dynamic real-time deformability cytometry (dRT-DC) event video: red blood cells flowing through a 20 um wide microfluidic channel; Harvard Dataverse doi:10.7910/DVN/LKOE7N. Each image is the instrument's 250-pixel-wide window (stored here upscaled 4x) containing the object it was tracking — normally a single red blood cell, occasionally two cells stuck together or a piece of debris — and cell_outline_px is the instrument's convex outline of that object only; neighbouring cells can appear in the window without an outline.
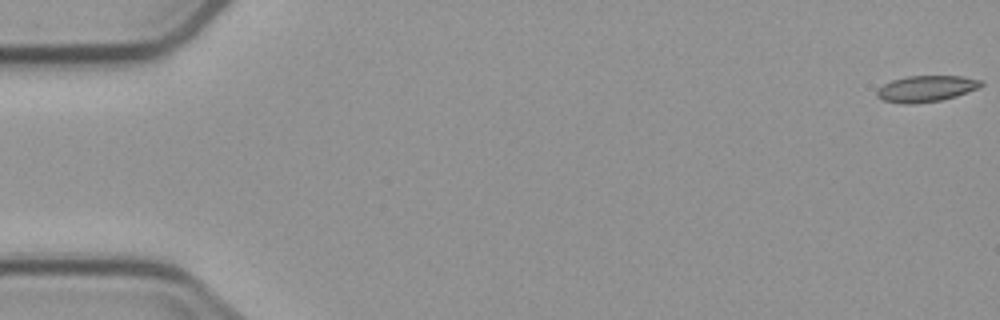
{"species": "common noctule bat (a hibernating species)", "species_latin": "Nyctalus noctula", "temperature_condition": "cold", "stored_images_in_passage": 6, "camera_frame_rate_fps": 3000, "um_per_image_px": 0.085, "animal": {"sex": "male", "body_mass_g": 23.1, "forearm_length_mm": 52.7}, "frame": {"image": 1, "passage_image": 1, "time_ms": 0.0, "image_size_px": [1000, 320], "cell_outline_px": [[984, 84], [980, 88], [956, 96], [940, 100], [916, 104], [900, 104], [884, 100], [876, 96], [876, 92], [884, 84], [892, 80], [904, 76], [964, 76], [984, 80]], "centroid_in_image_um": [78.77, 7.53], "position_along_channel_um": 6.2, "area_um2": 16.13}}
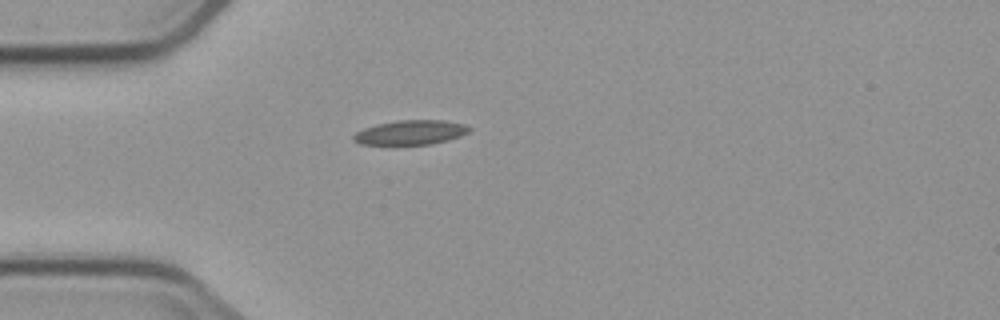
{"frame": {"image": 2, "passage_image": 5, "time_ms": 5.0, "image_size_px": [1000, 320], "cell_outline_px": [[472, 128], [468, 132], [460, 136], [448, 140], [432, 144], [392, 148], [360, 144], [352, 140], [352, 136], [356, 132], [364, 128], [376, 124], [396, 120], [444, 120], [464, 124]], "centroid_in_image_um": [34.81, 11.31], "position_along_channel_um": 50.2, "area_um2": 17.57}}